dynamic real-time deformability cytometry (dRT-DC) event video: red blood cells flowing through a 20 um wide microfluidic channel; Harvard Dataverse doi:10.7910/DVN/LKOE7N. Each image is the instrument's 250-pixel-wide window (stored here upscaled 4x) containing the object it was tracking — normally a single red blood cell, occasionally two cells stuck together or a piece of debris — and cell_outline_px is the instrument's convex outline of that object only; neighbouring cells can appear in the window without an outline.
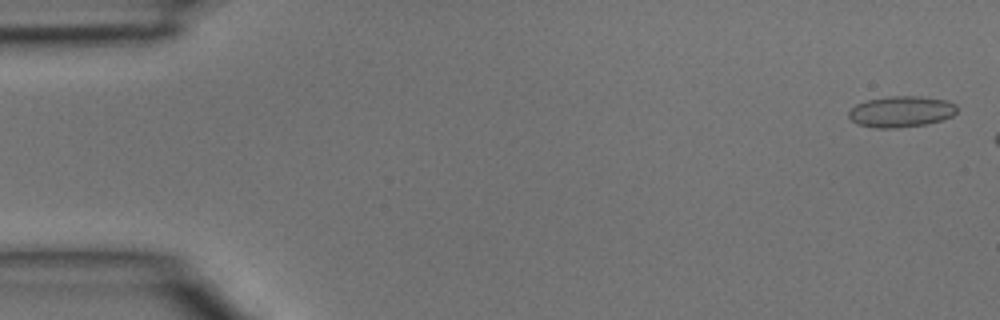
{"species": "common noctule bat (a hibernating species)", "species_latin": "Nyctalus noctula", "temperature_condition": "room temperature", "stored_images_in_passage": 3, "camera_frame_rate_fps": 3000, "um_per_image_px": 0.085, "animal": {"sex": "male", "body_mass_g": 15.6}, "frame": {"image": 1, "passage_image": 1, "time_ms": 0.0, "image_size_px": [1000, 320], "cell_outline_px": [[956, 112], [952, 116], [940, 120], [924, 124], [896, 128], [872, 128], [856, 124], [848, 116], [848, 112], [856, 104], [868, 100], [892, 96], [920, 96], [948, 100], [956, 104]], "centroid_in_image_um": [76.58, 9.49], "position_along_channel_um": 8.4, "area_um2": 19.59}}